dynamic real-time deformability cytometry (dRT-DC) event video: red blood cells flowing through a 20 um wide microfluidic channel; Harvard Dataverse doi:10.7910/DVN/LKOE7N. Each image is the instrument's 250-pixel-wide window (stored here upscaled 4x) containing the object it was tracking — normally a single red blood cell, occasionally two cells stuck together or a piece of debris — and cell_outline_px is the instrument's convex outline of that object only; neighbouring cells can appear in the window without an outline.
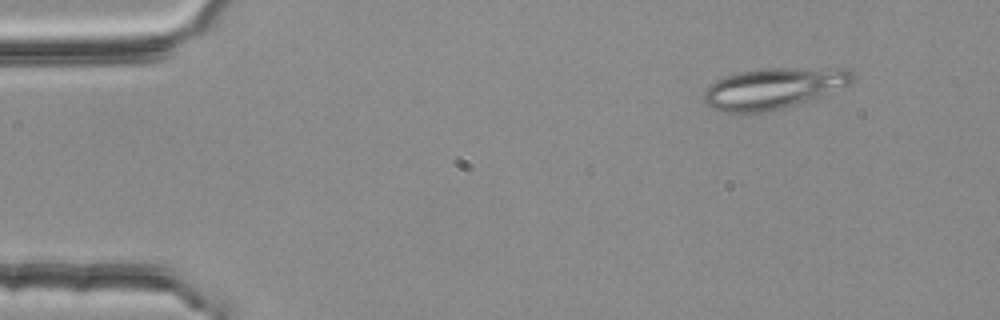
{"species": "common noctule bat (a hibernating species)", "species_latin": "Nyctalus noctula", "temperature_condition": "room temperature", "stored_images_in_passage": 4, "camera_frame_rate_fps": 3000, "um_per_image_px": 0.085, "animal": {"sex": "female", "body_mass_g": 25.1}, "frame": {"image": 1, "passage_image": 2, "time_ms": 0.333, "image_size_px": [1000, 320], "cell_outline_px": [[856, 76], [852, 84], [820, 96], [796, 104], [748, 116], [724, 112], [712, 108], [704, 104], [704, 92], [716, 80], [724, 76], [740, 72], [764, 68], [852, 68]], "centroid_in_image_um": [65.76, 7.52], "position_along_channel_um": 19.2, "area_um2": 36.07}}